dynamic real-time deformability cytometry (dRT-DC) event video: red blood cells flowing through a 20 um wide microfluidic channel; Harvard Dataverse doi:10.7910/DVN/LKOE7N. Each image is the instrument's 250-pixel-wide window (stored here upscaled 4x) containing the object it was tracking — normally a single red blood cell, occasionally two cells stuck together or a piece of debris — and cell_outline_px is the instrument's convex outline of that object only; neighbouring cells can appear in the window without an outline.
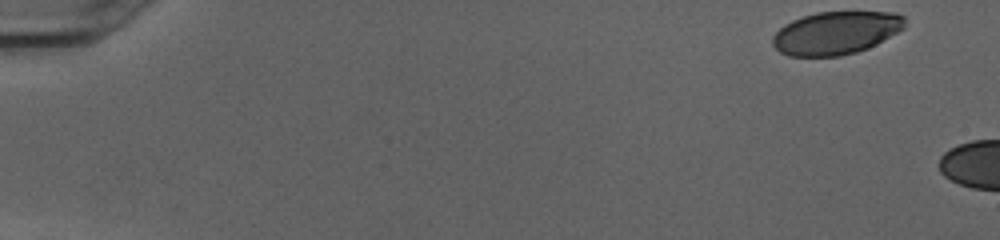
{"species": "human", "species_latin": "Homo sapiens", "temperature_condition": "cold", "stored_images_in_passage": 5, "camera_frame_rate_fps": 3000, "um_per_image_px": 0.085, "donor": {"sex": "female"}, "frame": {"image": 1, "passage_image": 1, "time_ms": 0.0, "image_size_px": [1000, 240], "cell_outline_px": [[904, 28], [876, 44], [868, 48], [856, 52], [840, 56], [788, 56], [780, 52], [772, 44], [772, 36], [784, 24], [792, 20], [816, 12], [896, 12], [904, 16]], "centroid_in_image_um": [71.04, 2.8], "position_along_channel_um": 14.0, "area_um2": 33.06}}